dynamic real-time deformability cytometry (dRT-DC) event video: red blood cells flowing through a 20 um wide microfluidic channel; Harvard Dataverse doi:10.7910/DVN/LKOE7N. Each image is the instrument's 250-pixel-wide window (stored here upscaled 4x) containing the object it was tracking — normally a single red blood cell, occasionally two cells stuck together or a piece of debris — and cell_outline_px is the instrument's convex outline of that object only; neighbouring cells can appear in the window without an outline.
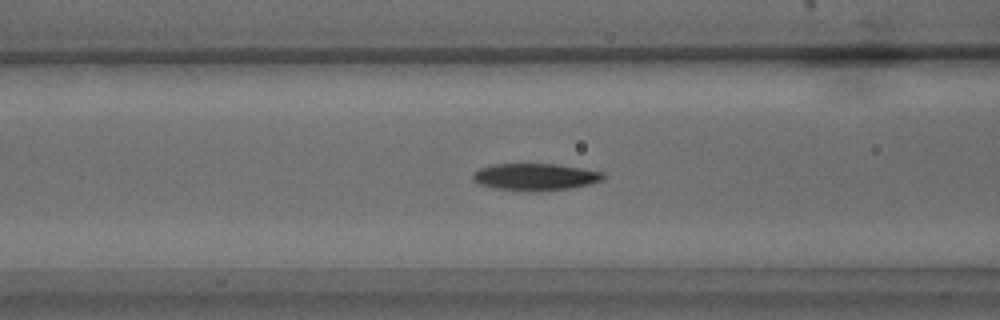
{"species": "common noctule bat (a hibernating species)", "species_latin": "Nyctalus noctula", "temperature_condition": "warm", "stored_images_in_passage": 55, "camera_frame_rate_fps": 3000, "um_per_image_px": 0.085, "animal": {"sex": "male", "body_mass_g": 15.6}, "frame": {"image": 1, "passage_image": 21, "time_ms": 6.667, "image_size_px": [1000, 320], "cell_outline_px": [[608, 176], [604, 180], [588, 184], [568, 188], [496, 188], [480, 184], [472, 180], [472, 172], [480, 168], [496, 164], [556, 164], [584, 168], [604, 172]], "centroid_in_image_um": [45.55, 14.97], "position_along_channel_um": 121.1, "area_um2": 19.59}}
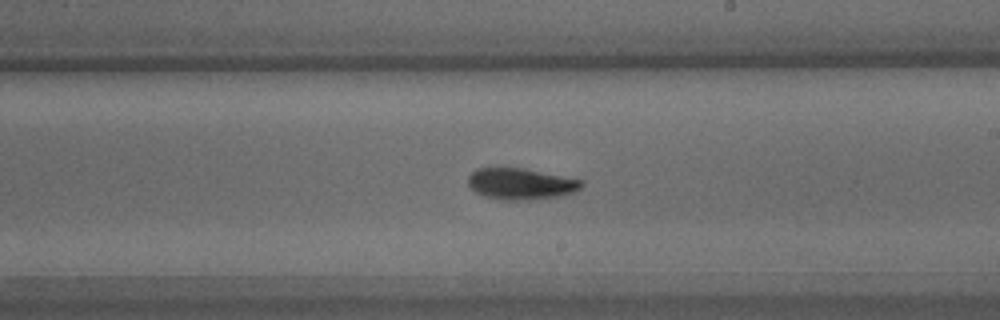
{"frame": {"image": 2, "passage_image": 31, "time_ms": 10.0, "image_size_px": [1000, 320], "cell_outline_px": [[584, 184], [576, 192], [560, 196], [528, 200], [500, 200], [484, 196], [476, 192], [468, 184], [468, 176], [476, 168], [520, 168], [584, 180]], "centroid_in_image_um": [44.28, 15.64], "position_along_channel_um": 244.7, "area_um2": 20.69}}
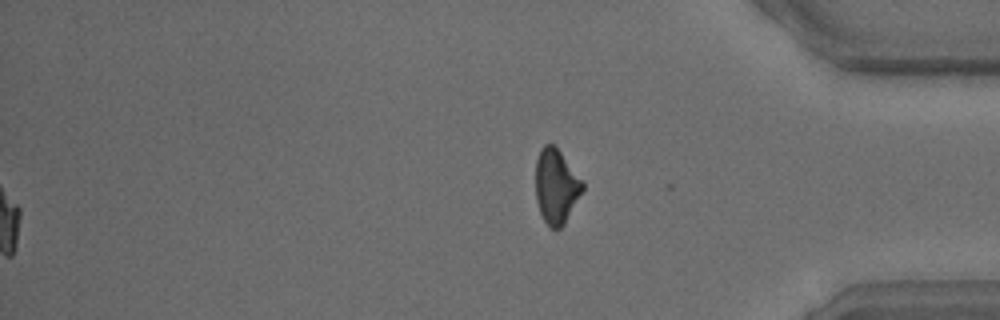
{"frame": {"image": 3, "passage_image": 55, "time_ms": 18.0, "image_size_px": [1000, 320], "cell_outline_px": [[584, 188], [564, 224], [560, 228], [552, 228], [544, 220], [540, 212], [536, 200], [536, 160], [540, 148], [544, 144], [556, 144], [584, 180]], "centroid_in_image_um": [47.29, 15.76], "position_along_channel_um": 387.9, "area_um2": 20.69}, "authors_computed_cell_mechanics": {"area_um2": 19.941, "velocity_mm_per_s": 3.7082, "shape_relaxation_time_tau1_ms": 3.5576, "shape_relaxation_time_tau2_ms": 4.2874, "deformation_change_tau1": 0.1509, "deformation_change_tau2": 0.1086}}